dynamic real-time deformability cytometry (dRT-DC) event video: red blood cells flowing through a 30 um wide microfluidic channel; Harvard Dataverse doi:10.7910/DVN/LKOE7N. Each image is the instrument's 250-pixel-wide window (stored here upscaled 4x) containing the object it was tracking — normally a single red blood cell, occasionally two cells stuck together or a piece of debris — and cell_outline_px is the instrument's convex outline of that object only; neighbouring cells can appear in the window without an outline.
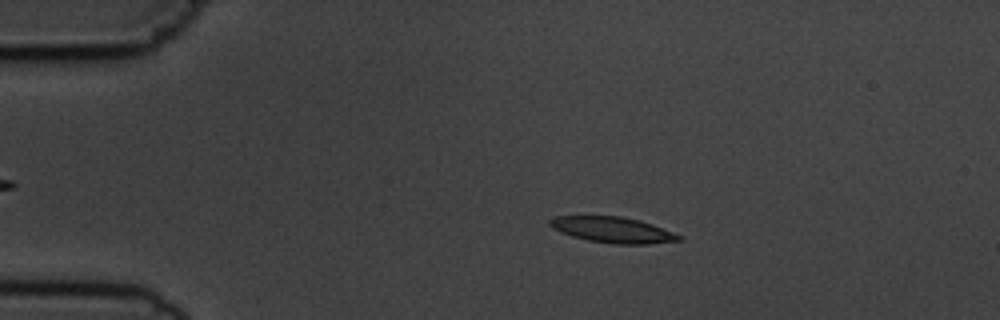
{"species": "common noctule bat (a hibernating species)", "species_latin": "Nyctalus noctula", "temperature_condition": "cold", "stored_images_in_passage": 4, "camera_frame_rate_fps": 3000, "um_per_image_px": 0.085, "animal": {"sex": "male", "body_mass_g": 19.5, "forearm_length_mm": 54.6}, "frame": {"image": 1, "passage_image": 3, "time_ms": 2.333, "image_size_px": [1000, 320], "cell_outline_px": [[684, 240], [648, 244], [612, 244], [588, 240], [572, 236], [560, 232], [552, 228], [548, 224], [548, 220], [556, 216], [620, 216], [640, 220], [652, 224], [684, 236]], "centroid_in_image_um": [52.1, 19.54], "position_along_channel_um": 32.9, "area_um2": 19.59}}